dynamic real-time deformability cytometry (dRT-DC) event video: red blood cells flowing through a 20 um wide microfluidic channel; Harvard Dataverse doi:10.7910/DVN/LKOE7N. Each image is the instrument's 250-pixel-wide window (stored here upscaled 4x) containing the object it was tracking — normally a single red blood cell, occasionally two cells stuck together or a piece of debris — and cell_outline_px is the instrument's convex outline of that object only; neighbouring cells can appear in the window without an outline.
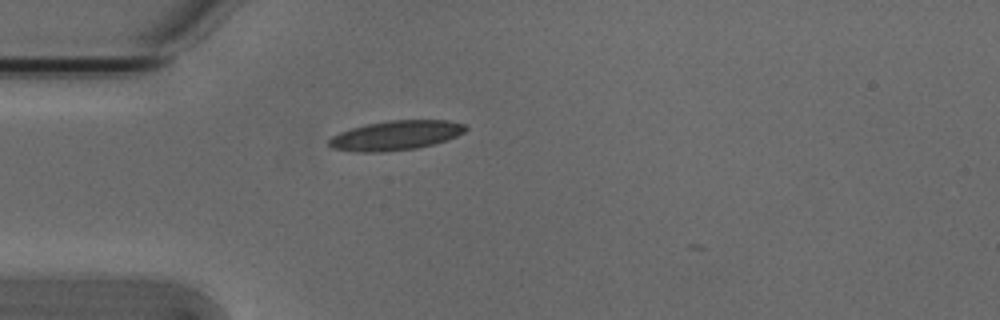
{"species": "Egyptian fruit bat (a non-hibernating species)", "species_latin": "Rousettus aegyptiacus", "temperature_condition": "cold", "stored_images_in_passage": 2, "camera_frame_rate_fps": 3000, "um_per_image_px": 0.085, "animal": {"sex": "male"}, "frame": {"image": 1, "passage_image": 1, "time_ms": 0.0, "image_size_px": [1000, 320], "cell_outline_px": [[468, 128], [464, 132], [456, 136], [432, 144], [416, 148], [384, 152], [356, 152], [332, 148], [328, 144], [328, 140], [332, 136], [340, 132], [352, 128], [368, 124], [388, 120], [448, 120], [464, 124]], "centroid_in_image_um": [33.62, 11.51], "position_along_channel_um": 51.4, "area_um2": 23.35}}